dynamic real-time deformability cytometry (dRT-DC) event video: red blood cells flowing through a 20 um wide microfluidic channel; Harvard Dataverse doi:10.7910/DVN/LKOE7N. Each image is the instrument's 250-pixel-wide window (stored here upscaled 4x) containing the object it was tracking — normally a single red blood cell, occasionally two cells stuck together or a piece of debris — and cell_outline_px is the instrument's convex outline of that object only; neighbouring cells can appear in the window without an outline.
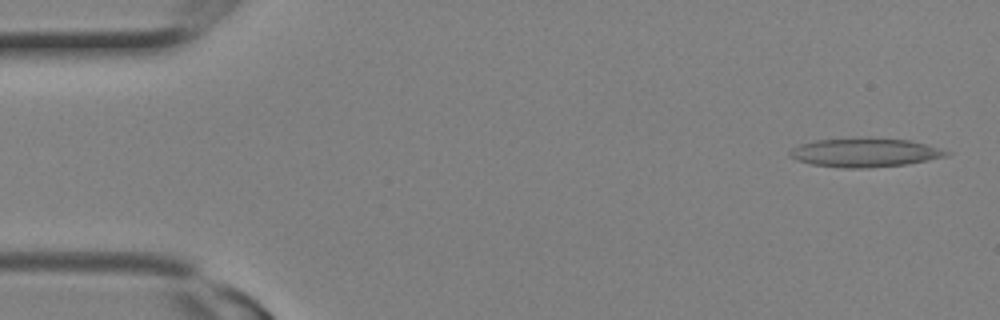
{"species": "Egyptian fruit bat (a non-hibernating species)", "species_latin": "Rousettus aegyptiacus", "temperature_condition": "room temperature", "stored_images_in_passage": 7, "camera_frame_rate_fps": 3000, "um_per_image_px": 0.085, "animal": {"sex": "female"}, "frame": {"image": 1, "passage_image": 1, "time_ms": 0.0, "image_size_px": [1000, 320], "cell_outline_px": [[948, 156], [908, 164], [868, 168], [844, 168], [812, 164], [796, 160], [788, 156], [788, 152], [792, 148], [800, 144], [816, 140], [868, 136], [912, 140], [948, 152]], "centroid_in_image_um": [73.46, 12.95], "position_along_channel_um": 11.5, "area_um2": 26.7}}
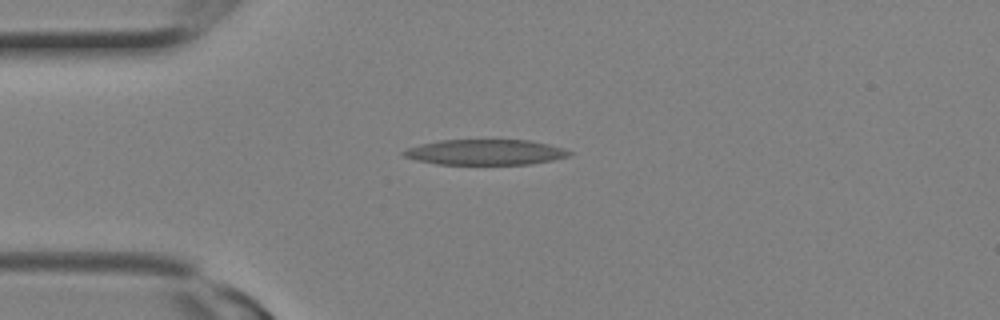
{"frame": {"image": 2, "passage_image": 6, "time_ms": 1.667, "image_size_px": [1000, 320], "cell_outline_px": [[572, 156], [532, 164], [436, 164], [416, 160], [404, 156], [400, 152], [408, 148], [420, 144], [440, 140], [528, 140], [548, 144], [564, 148], [572, 152]], "centroid_in_image_um": [41.27, 12.94], "position_along_channel_um": 43.7, "area_um2": 24.62}}